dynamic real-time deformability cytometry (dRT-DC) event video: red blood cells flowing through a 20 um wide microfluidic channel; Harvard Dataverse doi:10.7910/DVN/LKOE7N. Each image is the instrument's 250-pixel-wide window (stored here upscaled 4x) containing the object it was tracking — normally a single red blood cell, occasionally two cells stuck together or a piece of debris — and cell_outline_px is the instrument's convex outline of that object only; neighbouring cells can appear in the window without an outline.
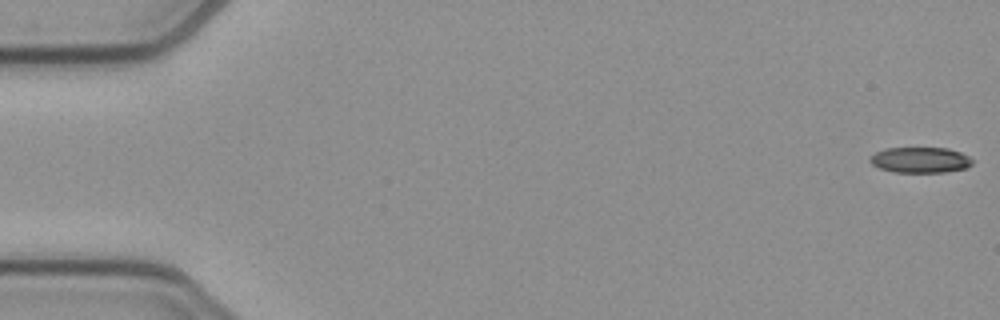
{"species": "common noctule bat (a hibernating species)", "species_latin": "Nyctalus noctula", "temperature_condition": "cold", "stored_images_in_passage": 11, "camera_frame_rate_fps": 3000, "um_per_image_px": 0.085, "animal": {"sex": "female", "body_mass_g": 21.9}, "frame": {"image": 1, "passage_image": 1, "time_ms": 0.0, "image_size_px": [1000, 320], "cell_outline_px": [[972, 164], [964, 168], [944, 172], [892, 172], [880, 168], [872, 164], [868, 160], [868, 156], [884, 148], [948, 148], [960, 152], [968, 156], [972, 160]], "centroid_in_image_um": [78.17, 13.59], "position_along_channel_um": 6.8, "area_um2": 15.32}}